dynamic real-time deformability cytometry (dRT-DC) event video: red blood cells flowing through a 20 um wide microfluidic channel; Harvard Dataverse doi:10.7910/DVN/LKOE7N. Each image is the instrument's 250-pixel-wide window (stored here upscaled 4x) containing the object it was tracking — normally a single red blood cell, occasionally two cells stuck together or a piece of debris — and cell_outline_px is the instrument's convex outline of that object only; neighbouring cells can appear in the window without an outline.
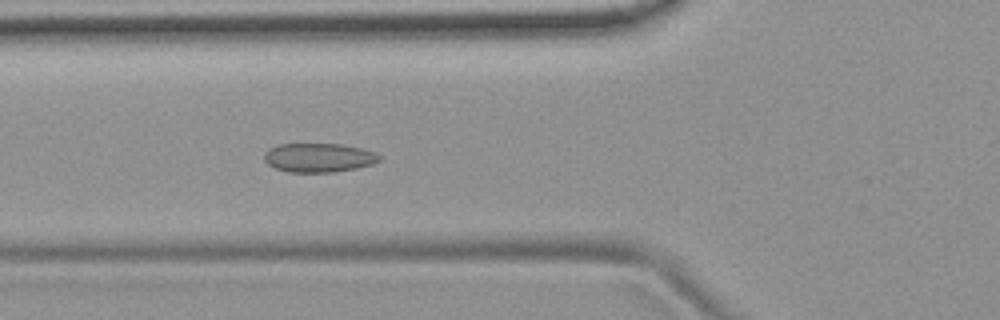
{"species": "common noctule bat (a hibernating species)", "species_latin": "Nyctalus noctula", "temperature_condition": "room temperature", "stored_images_in_passage": 45, "camera_frame_rate_fps": 3000, "um_per_image_px": 0.085, "animal": {"sex": "female", "body_mass_g": 19.9}, "frame": {"image": 1, "passage_image": 11, "time_ms": 3.333, "image_size_px": [1000, 320], "cell_outline_px": [[380, 160], [372, 164], [356, 168], [332, 172], [288, 172], [276, 168], [268, 164], [264, 160], [264, 152], [268, 148], [276, 144], [340, 144], [360, 148], [376, 152], [380, 156]], "centroid_in_image_um": [27.06, 13.39], "position_along_channel_um": 98.7, "area_um2": 19.48}}
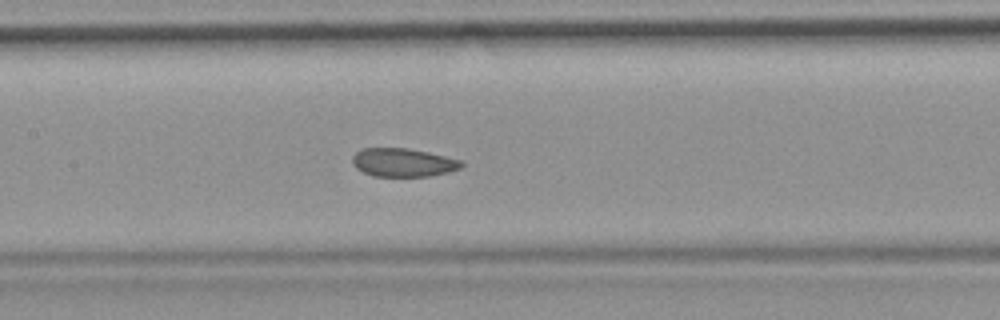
{"frame": {"image": 2, "passage_image": 17, "time_ms": 5.333, "image_size_px": [1000, 320], "cell_outline_px": [[464, 164], [460, 168], [448, 172], [428, 176], [372, 176], [356, 168], [352, 164], [352, 156], [356, 152], [364, 148], [408, 148], [428, 152], [464, 160]], "centroid_in_image_um": [34.28, 13.8], "position_along_channel_um": 173.1, "area_um2": 18.15}}
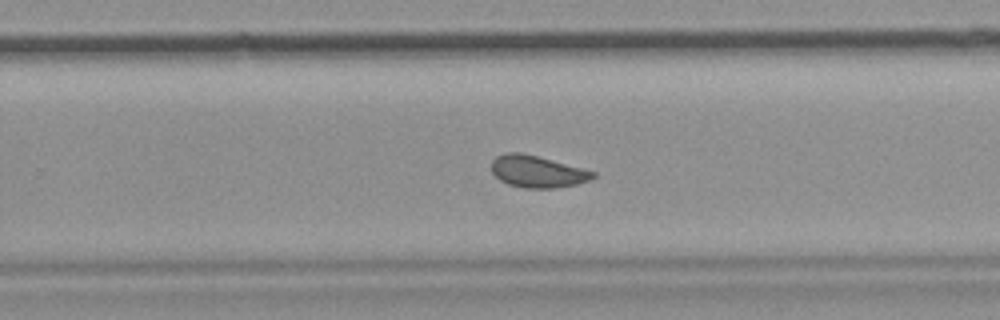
{"frame": {"image": 3, "passage_image": 26, "time_ms": 8.333, "image_size_px": [1000, 320], "cell_outline_px": [[596, 176], [588, 180], [576, 184], [556, 188], [524, 188], [508, 184], [500, 180], [492, 172], [492, 160], [496, 156], [504, 152], [520, 152], [552, 160], [596, 172]], "centroid_in_image_um": [45.64, 14.58], "position_along_channel_um": 284.2, "area_um2": 18.73}, "authors_computed_cell_mechanics": {"area_um2": 19.2474, "velocity_mm_per_s": 3.7132, "shape_relaxation_time_tau1_ms": null, "shape_relaxation_time_tau2_ms": 1.7127, "deformation_change_tau1": null, "deformation_change_tau2": 0.0744}}